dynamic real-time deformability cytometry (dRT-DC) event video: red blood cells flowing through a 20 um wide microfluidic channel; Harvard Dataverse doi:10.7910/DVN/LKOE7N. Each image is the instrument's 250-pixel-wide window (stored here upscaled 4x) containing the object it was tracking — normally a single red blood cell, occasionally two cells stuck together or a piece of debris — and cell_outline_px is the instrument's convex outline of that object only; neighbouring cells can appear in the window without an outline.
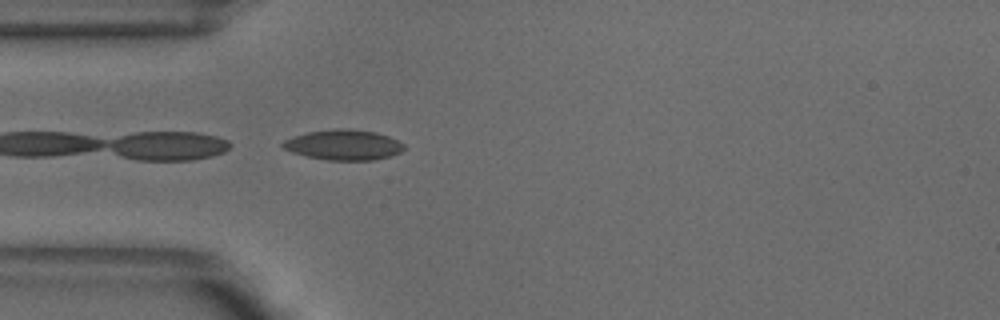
{"species": "common noctule bat (a hibernating species)", "species_latin": "Nyctalus noctula", "temperature_condition": "warm", "stored_images_in_passage": 15, "camera_frame_rate_fps": 3000, "um_per_image_px": 0.085, "animal": {"sex": "male", "body_mass_g": 18.8}, "frame": {"image": 1, "passage_image": 1, "time_ms": 0.0, "image_size_px": [1000, 320], "cell_outline_px": [[404, 148], [400, 152], [376, 160], [328, 160], [308, 156], [292, 152], [284, 148], [280, 144], [284, 140], [308, 132], [336, 128], [348, 128], [376, 132], [388, 136], [404, 144]], "centroid_in_image_um": [29.21, 12.31], "position_along_channel_um": 55.8, "area_um2": 21.21}}